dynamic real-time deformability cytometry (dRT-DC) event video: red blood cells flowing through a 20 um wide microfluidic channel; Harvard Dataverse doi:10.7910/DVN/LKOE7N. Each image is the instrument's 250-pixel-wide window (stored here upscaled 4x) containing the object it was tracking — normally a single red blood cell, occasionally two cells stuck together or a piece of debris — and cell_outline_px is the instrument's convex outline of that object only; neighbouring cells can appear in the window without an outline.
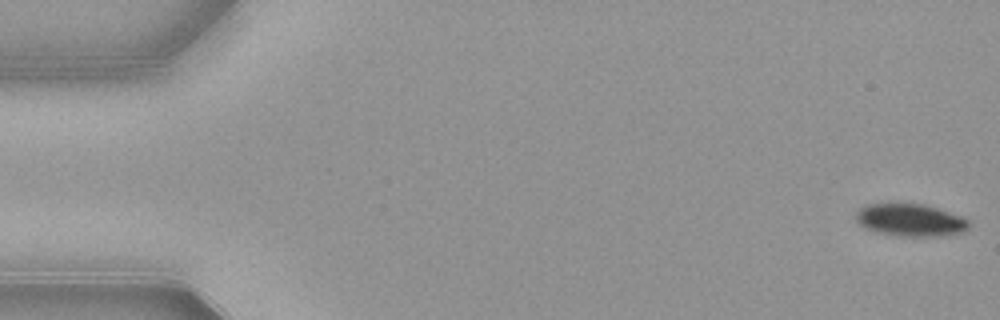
{"species": "common noctule bat (a hibernating species)", "species_latin": "Nyctalus noctula", "temperature_condition": "warm", "stored_images_in_passage": 53, "camera_frame_rate_fps": 3000, "um_per_image_px": 0.085, "animal": {"sex": "female", "body_mass_g": 21.9}, "frame": {"image": 1, "passage_image": 1, "time_ms": 0.0, "image_size_px": [1000, 320], "cell_outline_px": [[968, 228], [964, 232], [936, 236], [900, 236], [880, 232], [864, 228], [856, 220], [856, 212], [864, 204], [896, 200], [924, 204], [960, 216], [968, 220]], "centroid_in_image_um": [77.3, 18.65], "position_along_channel_um": 7.7, "area_um2": 21.91}}
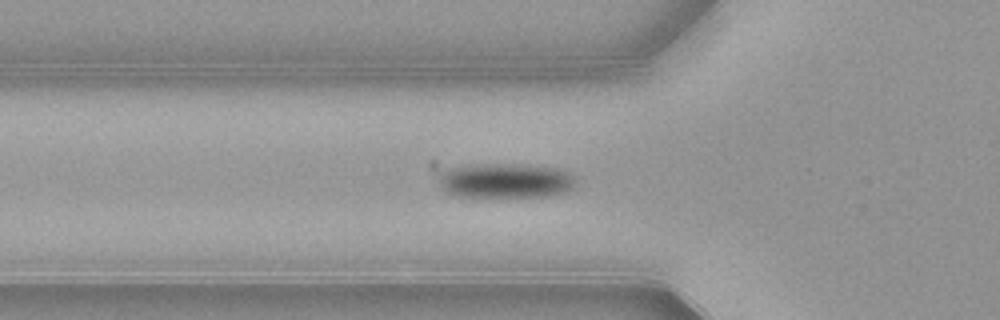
{"frame": {"image": 2, "passage_image": 18, "time_ms": 5.667, "image_size_px": [1000, 320], "cell_outline_px": [[576, 184], [572, 188], [564, 192], [548, 196], [456, 196], [444, 192], [440, 188], [440, 176], [452, 168], [484, 164], [524, 164], [556, 168], [568, 172], [572, 176]], "centroid_in_image_um": [43.0, 15.36], "position_along_channel_um": 82.8, "area_um2": 27.34}}
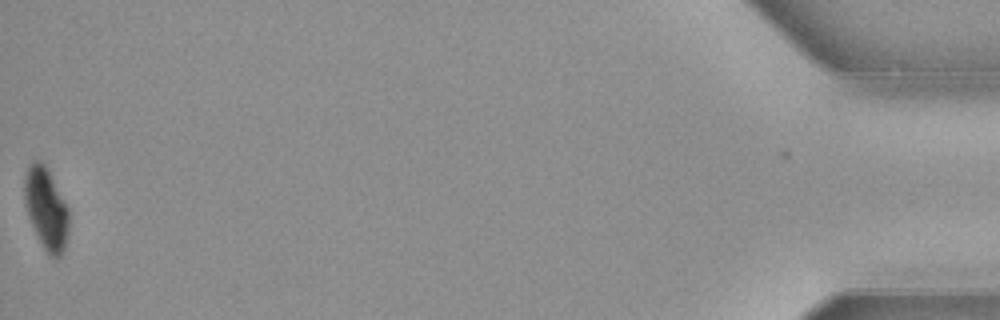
{"frame": {"image": 3, "passage_image": 53, "time_ms": 17.333, "image_size_px": [1000, 320], "cell_outline_px": [[68, 232], [64, 248], [60, 256], [52, 256], [44, 248], [28, 216], [24, 204], [24, 176], [28, 164], [32, 160], [40, 160], [44, 164], [68, 208]], "centroid_in_image_um": [3.89, 17.68], "position_along_channel_um": 431.3, "area_um2": 20.69}, "authors_computed_cell_mechanics": {"area_um2": 25.8944, "velocity_mm_per_s": 3.8862, "shape_relaxation_time_tau1_ms": 2.3652, "shape_relaxation_time_tau2_ms": null, "deformation_change_tau1": 0.1099, "deformation_change_tau2": null}}